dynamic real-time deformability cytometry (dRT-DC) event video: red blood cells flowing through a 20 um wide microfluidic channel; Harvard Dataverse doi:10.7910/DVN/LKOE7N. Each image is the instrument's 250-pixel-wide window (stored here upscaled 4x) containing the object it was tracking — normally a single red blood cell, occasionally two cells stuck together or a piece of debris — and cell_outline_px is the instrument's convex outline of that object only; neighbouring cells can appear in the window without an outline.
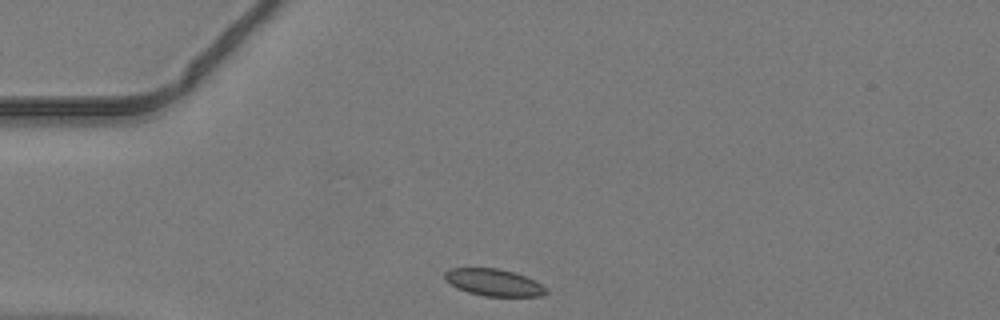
{"species": "common noctule bat (a hibernating species)", "species_latin": "Nyctalus noctula", "temperature_condition": "warm", "stored_images_in_passage": 36, "camera_frame_rate_fps": 3000, "um_per_image_px": 0.085, "animal": {"sex": "male", "body_mass_g": 19.2, "forearm_length_mm": 51.8}, "frame": {"image": 1, "passage_image": 1, "time_ms": 0.0, "image_size_px": [1000, 320], "cell_outline_px": [[548, 292], [544, 296], [484, 296], [468, 292], [456, 288], [444, 280], [444, 272], [448, 268], [496, 268], [512, 272], [524, 276], [548, 288]], "centroid_in_image_um": [41.93, 24.01], "position_along_channel_um": 43.1, "area_um2": 15.95}}
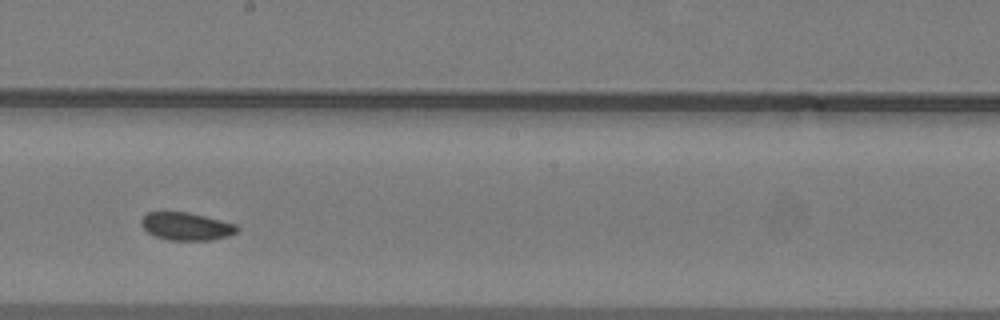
{"frame": {"image": 2, "passage_image": 16, "time_ms": 5.0, "image_size_px": [1000, 320], "cell_outline_px": [[240, 228], [236, 232], [228, 236], [212, 240], [168, 240], [156, 236], [148, 232], [140, 224], [140, 220], [148, 212], [188, 212], [236, 224]], "centroid_in_image_um": [15.84, 19.24], "position_along_channel_um": 232.4, "area_um2": 15.43}}
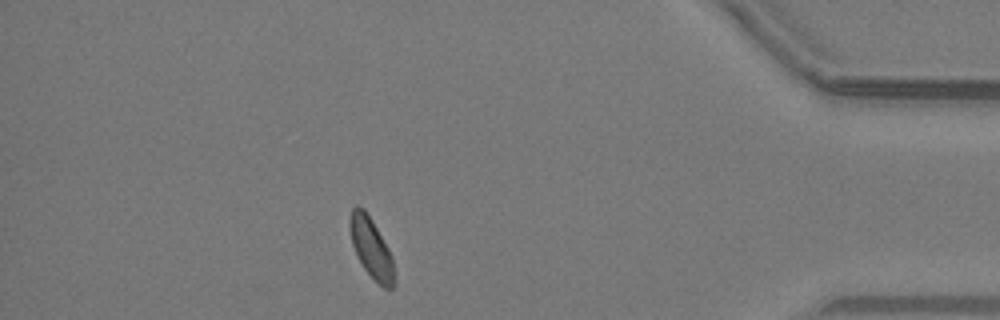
{"frame": {"image": 3, "passage_image": 31, "time_ms": 10.0, "image_size_px": [1000, 320], "cell_outline_px": [[396, 280], [392, 288], [384, 288], [364, 268], [352, 244], [348, 224], [348, 220], [352, 208], [356, 204], [364, 208], [372, 220], [388, 248], [392, 256]], "centroid_in_image_um": [31.55, 21.03], "position_along_channel_um": 403.6, "area_um2": 15.49}}